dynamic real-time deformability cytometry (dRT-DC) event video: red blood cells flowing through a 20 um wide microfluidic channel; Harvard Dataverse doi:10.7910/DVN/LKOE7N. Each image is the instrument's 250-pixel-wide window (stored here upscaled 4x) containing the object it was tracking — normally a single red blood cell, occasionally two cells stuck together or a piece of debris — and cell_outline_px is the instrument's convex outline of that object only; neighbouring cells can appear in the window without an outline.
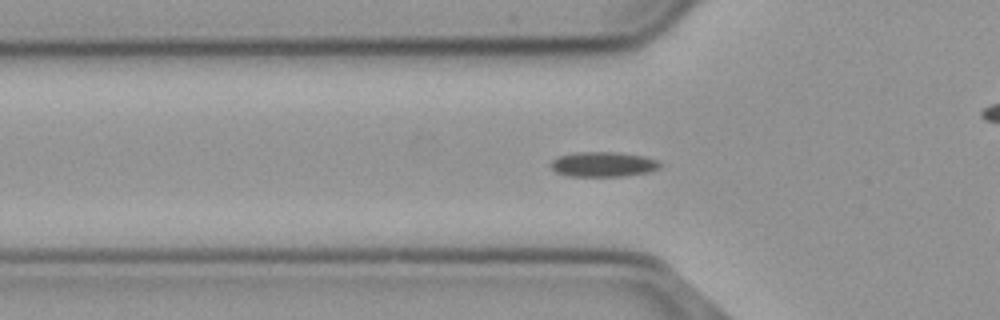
{"species": "common noctule bat (a hibernating species)", "species_latin": "Nyctalus noctula", "temperature_condition": "cold", "stored_images_in_passage": 21, "camera_frame_rate_fps": 3000, "um_per_image_px": 0.085, "animal": {"sex": "male", "body_mass_g": 23.1, "forearm_length_mm": 52.7}, "frame": {"image": 1, "passage_image": 18, "time_ms": 5.667, "image_size_px": [1000, 320], "cell_outline_px": [[660, 168], [648, 172], [620, 176], [568, 176], [556, 172], [552, 168], [552, 160], [560, 156], [576, 152], [616, 152], [644, 156], [656, 160], [660, 164]], "centroid_in_image_um": [51.27, 13.96], "position_along_channel_um": 74.5, "area_um2": 15.66}}